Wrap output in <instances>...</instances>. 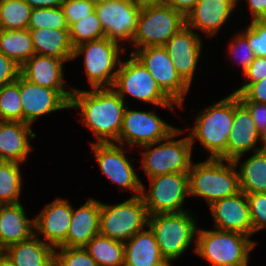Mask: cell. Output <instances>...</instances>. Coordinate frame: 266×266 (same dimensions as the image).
I'll list each match as a JSON object with an SVG mask.
<instances>
[{
    "instance_id": "7bdbcfd3",
    "label": "cell",
    "mask_w": 266,
    "mask_h": 266,
    "mask_svg": "<svg viewBox=\"0 0 266 266\" xmlns=\"http://www.w3.org/2000/svg\"><path fill=\"white\" fill-rule=\"evenodd\" d=\"M20 66L0 52V88L20 76Z\"/></svg>"
},
{
    "instance_id": "836d02e7",
    "label": "cell",
    "mask_w": 266,
    "mask_h": 266,
    "mask_svg": "<svg viewBox=\"0 0 266 266\" xmlns=\"http://www.w3.org/2000/svg\"><path fill=\"white\" fill-rule=\"evenodd\" d=\"M0 120L23 122L19 77L0 88Z\"/></svg>"
},
{
    "instance_id": "c3c4849f",
    "label": "cell",
    "mask_w": 266,
    "mask_h": 266,
    "mask_svg": "<svg viewBox=\"0 0 266 266\" xmlns=\"http://www.w3.org/2000/svg\"><path fill=\"white\" fill-rule=\"evenodd\" d=\"M32 9L35 8H57L64 0H24Z\"/></svg>"
},
{
    "instance_id": "ba28073f",
    "label": "cell",
    "mask_w": 266,
    "mask_h": 266,
    "mask_svg": "<svg viewBox=\"0 0 266 266\" xmlns=\"http://www.w3.org/2000/svg\"><path fill=\"white\" fill-rule=\"evenodd\" d=\"M119 44L104 37L74 47L72 59L84 54L85 72L90 88H112L118 72V69H113L120 65V54L125 51Z\"/></svg>"
},
{
    "instance_id": "83f0119b",
    "label": "cell",
    "mask_w": 266,
    "mask_h": 266,
    "mask_svg": "<svg viewBox=\"0 0 266 266\" xmlns=\"http://www.w3.org/2000/svg\"><path fill=\"white\" fill-rule=\"evenodd\" d=\"M124 244V266H153L163 260L153 231L136 233Z\"/></svg>"
},
{
    "instance_id": "cb8c5ba5",
    "label": "cell",
    "mask_w": 266,
    "mask_h": 266,
    "mask_svg": "<svg viewBox=\"0 0 266 266\" xmlns=\"http://www.w3.org/2000/svg\"><path fill=\"white\" fill-rule=\"evenodd\" d=\"M101 202L89 198L77 210L73 208L66 247H84L99 234Z\"/></svg>"
},
{
    "instance_id": "3957f363",
    "label": "cell",
    "mask_w": 266,
    "mask_h": 266,
    "mask_svg": "<svg viewBox=\"0 0 266 266\" xmlns=\"http://www.w3.org/2000/svg\"><path fill=\"white\" fill-rule=\"evenodd\" d=\"M236 167L233 161L223 159L193 162L188 171L189 196L203 197L210 206L219 199L237 194L240 186Z\"/></svg>"
},
{
    "instance_id": "ac0fdd59",
    "label": "cell",
    "mask_w": 266,
    "mask_h": 266,
    "mask_svg": "<svg viewBox=\"0 0 266 266\" xmlns=\"http://www.w3.org/2000/svg\"><path fill=\"white\" fill-rule=\"evenodd\" d=\"M23 122L32 125L42 115L68 109L70 103L55 89L39 86L19 76Z\"/></svg>"
},
{
    "instance_id": "30bf717a",
    "label": "cell",
    "mask_w": 266,
    "mask_h": 266,
    "mask_svg": "<svg viewBox=\"0 0 266 266\" xmlns=\"http://www.w3.org/2000/svg\"><path fill=\"white\" fill-rule=\"evenodd\" d=\"M148 226V214L141 196L116 205L101 203L99 234L125 242Z\"/></svg>"
},
{
    "instance_id": "7c38bea8",
    "label": "cell",
    "mask_w": 266,
    "mask_h": 266,
    "mask_svg": "<svg viewBox=\"0 0 266 266\" xmlns=\"http://www.w3.org/2000/svg\"><path fill=\"white\" fill-rule=\"evenodd\" d=\"M151 74L160 88L183 108L190 87L177 74L173 61L163 46H149L131 53Z\"/></svg>"
},
{
    "instance_id": "816d5d0a",
    "label": "cell",
    "mask_w": 266,
    "mask_h": 266,
    "mask_svg": "<svg viewBox=\"0 0 266 266\" xmlns=\"http://www.w3.org/2000/svg\"><path fill=\"white\" fill-rule=\"evenodd\" d=\"M141 3H165L166 0H139Z\"/></svg>"
},
{
    "instance_id": "f546056e",
    "label": "cell",
    "mask_w": 266,
    "mask_h": 266,
    "mask_svg": "<svg viewBox=\"0 0 266 266\" xmlns=\"http://www.w3.org/2000/svg\"><path fill=\"white\" fill-rule=\"evenodd\" d=\"M0 52L21 67L35 54L29 30L0 29Z\"/></svg>"
},
{
    "instance_id": "5bb4252c",
    "label": "cell",
    "mask_w": 266,
    "mask_h": 266,
    "mask_svg": "<svg viewBox=\"0 0 266 266\" xmlns=\"http://www.w3.org/2000/svg\"><path fill=\"white\" fill-rule=\"evenodd\" d=\"M141 7L139 0H112L95 4L105 37L118 43L123 40L132 42Z\"/></svg>"
},
{
    "instance_id": "5b68a950",
    "label": "cell",
    "mask_w": 266,
    "mask_h": 266,
    "mask_svg": "<svg viewBox=\"0 0 266 266\" xmlns=\"http://www.w3.org/2000/svg\"><path fill=\"white\" fill-rule=\"evenodd\" d=\"M185 26V17L165 3H142L132 42L137 49L163 46Z\"/></svg>"
},
{
    "instance_id": "8992f818",
    "label": "cell",
    "mask_w": 266,
    "mask_h": 266,
    "mask_svg": "<svg viewBox=\"0 0 266 266\" xmlns=\"http://www.w3.org/2000/svg\"><path fill=\"white\" fill-rule=\"evenodd\" d=\"M191 212L155 214L148 216V228L156 238L164 259L176 260L197 236L196 220Z\"/></svg>"
},
{
    "instance_id": "db71d44e",
    "label": "cell",
    "mask_w": 266,
    "mask_h": 266,
    "mask_svg": "<svg viewBox=\"0 0 266 266\" xmlns=\"http://www.w3.org/2000/svg\"><path fill=\"white\" fill-rule=\"evenodd\" d=\"M262 149L266 151V135L263 137V147H262Z\"/></svg>"
},
{
    "instance_id": "b9f144b4",
    "label": "cell",
    "mask_w": 266,
    "mask_h": 266,
    "mask_svg": "<svg viewBox=\"0 0 266 266\" xmlns=\"http://www.w3.org/2000/svg\"><path fill=\"white\" fill-rule=\"evenodd\" d=\"M266 77V57H255L247 70L244 72L245 83L234 91L235 94H241L251 83L261 81Z\"/></svg>"
},
{
    "instance_id": "d6986e66",
    "label": "cell",
    "mask_w": 266,
    "mask_h": 266,
    "mask_svg": "<svg viewBox=\"0 0 266 266\" xmlns=\"http://www.w3.org/2000/svg\"><path fill=\"white\" fill-rule=\"evenodd\" d=\"M215 229L235 231L252 237V220L248 199L242 191L219 199L209 206Z\"/></svg>"
},
{
    "instance_id": "60d3db41",
    "label": "cell",
    "mask_w": 266,
    "mask_h": 266,
    "mask_svg": "<svg viewBox=\"0 0 266 266\" xmlns=\"http://www.w3.org/2000/svg\"><path fill=\"white\" fill-rule=\"evenodd\" d=\"M229 47L230 55H238L237 59L240 57L238 62L241 64L243 70L242 72L244 73L256 57L249 46L247 38L242 33H238L233 38Z\"/></svg>"
},
{
    "instance_id": "4316f807",
    "label": "cell",
    "mask_w": 266,
    "mask_h": 266,
    "mask_svg": "<svg viewBox=\"0 0 266 266\" xmlns=\"http://www.w3.org/2000/svg\"><path fill=\"white\" fill-rule=\"evenodd\" d=\"M54 251L37 235L3 250L14 266H54Z\"/></svg>"
},
{
    "instance_id": "f5cc1de1",
    "label": "cell",
    "mask_w": 266,
    "mask_h": 266,
    "mask_svg": "<svg viewBox=\"0 0 266 266\" xmlns=\"http://www.w3.org/2000/svg\"><path fill=\"white\" fill-rule=\"evenodd\" d=\"M258 21L266 27V14L263 15Z\"/></svg>"
},
{
    "instance_id": "9a60e30c",
    "label": "cell",
    "mask_w": 266,
    "mask_h": 266,
    "mask_svg": "<svg viewBox=\"0 0 266 266\" xmlns=\"http://www.w3.org/2000/svg\"><path fill=\"white\" fill-rule=\"evenodd\" d=\"M91 149L94 151V158L100 166L101 172L107 176L114 184L122 187V190L130 189L136 194L132 196H141L142 181L135 173L131 162L127 159L122 145L114 142L91 143ZM125 188V189H124Z\"/></svg>"
},
{
    "instance_id": "ffe728a7",
    "label": "cell",
    "mask_w": 266,
    "mask_h": 266,
    "mask_svg": "<svg viewBox=\"0 0 266 266\" xmlns=\"http://www.w3.org/2000/svg\"><path fill=\"white\" fill-rule=\"evenodd\" d=\"M258 141L263 143V137L257 130L251 113L234 93V121L227 140V160L241 159L244 153L261 150L262 147H257Z\"/></svg>"
},
{
    "instance_id": "484cf974",
    "label": "cell",
    "mask_w": 266,
    "mask_h": 266,
    "mask_svg": "<svg viewBox=\"0 0 266 266\" xmlns=\"http://www.w3.org/2000/svg\"><path fill=\"white\" fill-rule=\"evenodd\" d=\"M35 54L54 57L63 61L72 60L74 47L69 29H28Z\"/></svg>"
},
{
    "instance_id": "7a4b0ae2",
    "label": "cell",
    "mask_w": 266,
    "mask_h": 266,
    "mask_svg": "<svg viewBox=\"0 0 266 266\" xmlns=\"http://www.w3.org/2000/svg\"><path fill=\"white\" fill-rule=\"evenodd\" d=\"M233 121L234 92L200 111L189 132L192 145L198 139L210 153L209 159L227 160V140Z\"/></svg>"
},
{
    "instance_id": "f907efd6",
    "label": "cell",
    "mask_w": 266,
    "mask_h": 266,
    "mask_svg": "<svg viewBox=\"0 0 266 266\" xmlns=\"http://www.w3.org/2000/svg\"><path fill=\"white\" fill-rule=\"evenodd\" d=\"M173 260H170V259H163L161 260L160 262H158L157 264L153 265V266H171V262Z\"/></svg>"
},
{
    "instance_id": "2e32d148",
    "label": "cell",
    "mask_w": 266,
    "mask_h": 266,
    "mask_svg": "<svg viewBox=\"0 0 266 266\" xmlns=\"http://www.w3.org/2000/svg\"><path fill=\"white\" fill-rule=\"evenodd\" d=\"M163 47L170 55L177 74L191 87L201 55L202 41L200 36L185 25Z\"/></svg>"
},
{
    "instance_id": "7dc6e473",
    "label": "cell",
    "mask_w": 266,
    "mask_h": 266,
    "mask_svg": "<svg viewBox=\"0 0 266 266\" xmlns=\"http://www.w3.org/2000/svg\"><path fill=\"white\" fill-rule=\"evenodd\" d=\"M239 2V0H237ZM252 20H259L266 14V0H247Z\"/></svg>"
},
{
    "instance_id": "ee69618b",
    "label": "cell",
    "mask_w": 266,
    "mask_h": 266,
    "mask_svg": "<svg viewBox=\"0 0 266 266\" xmlns=\"http://www.w3.org/2000/svg\"><path fill=\"white\" fill-rule=\"evenodd\" d=\"M251 113L260 135H266V103L240 101Z\"/></svg>"
},
{
    "instance_id": "74e56055",
    "label": "cell",
    "mask_w": 266,
    "mask_h": 266,
    "mask_svg": "<svg viewBox=\"0 0 266 266\" xmlns=\"http://www.w3.org/2000/svg\"><path fill=\"white\" fill-rule=\"evenodd\" d=\"M252 220V235L266 228V193L246 194Z\"/></svg>"
},
{
    "instance_id": "9c48e42d",
    "label": "cell",
    "mask_w": 266,
    "mask_h": 266,
    "mask_svg": "<svg viewBox=\"0 0 266 266\" xmlns=\"http://www.w3.org/2000/svg\"><path fill=\"white\" fill-rule=\"evenodd\" d=\"M183 133V129H176L166 139L155 148V143L147 144L143 147L146 149L142 155L141 167L149 178L169 173L188 172L192 166V143L190 137L172 140L179 134Z\"/></svg>"
},
{
    "instance_id": "8fae6325",
    "label": "cell",
    "mask_w": 266,
    "mask_h": 266,
    "mask_svg": "<svg viewBox=\"0 0 266 266\" xmlns=\"http://www.w3.org/2000/svg\"><path fill=\"white\" fill-rule=\"evenodd\" d=\"M149 180V193H145L144 184L141 191L148 216L188 211L182 209L189 196L188 172L158 175Z\"/></svg>"
},
{
    "instance_id": "d590c367",
    "label": "cell",
    "mask_w": 266,
    "mask_h": 266,
    "mask_svg": "<svg viewBox=\"0 0 266 266\" xmlns=\"http://www.w3.org/2000/svg\"><path fill=\"white\" fill-rule=\"evenodd\" d=\"M69 29L63 9L57 8H35L32 9L28 29Z\"/></svg>"
},
{
    "instance_id": "f6af8a7d",
    "label": "cell",
    "mask_w": 266,
    "mask_h": 266,
    "mask_svg": "<svg viewBox=\"0 0 266 266\" xmlns=\"http://www.w3.org/2000/svg\"><path fill=\"white\" fill-rule=\"evenodd\" d=\"M240 101L266 103V77L261 81L251 83L241 94H237Z\"/></svg>"
},
{
    "instance_id": "d4e9b609",
    "label": "cell",
    "mask_w": 266,
    "mask_h": 266,
    "mask_svg": "<svg viewBox=\"0 0 266 266\" xmlns=\"http://www.w3.org/2000/svg\"><path fill=\"white\" fill-rule=\"evenodd\" d=\"M35 235L34 218L28 219L21 202L0 205V251Z\"/></svg>"
},
{
    "instance_id": "277c9868",
    "label": "cell",
    "mask_w": 266,
    "mask_h": 266,
    "mask_svg": "<svg viewBox=\"0 0 266 266\" xmlns=\"http://www.w3.org/2000/svg\"><path fill=\"white\" fill-rule=\"evenodd\" d=\"M235 231L197 230L194 252L213 266H248L249 252L257 245Z\"/></svg>"
},
{
    "instance_id": "603a6c76",
    "label": "cell",
    "mask_w": 266,
    "mask_h": 266,
    "mask_svg": "<svg viewBox=\"0 0 266 266\" xmlns=\"http://www.w3.org/2000/svg\"><path fill=\"white\" fill-rule=\"evenodd\" d=\"M35 136L28 123L0 120V161L25 162Z\"/></svg>"
},
{
    "instance_id": "6da1fadb",
    "label": "cell",
    "mask_w": 266,
    "mask_h": 266,
    "mask_svg": "<svg viewBox=\"0 0 266 266\" xmlns=\"http://www.w3.org/2000/svg\"><path fill=\"white\" fill-rule=\"evenodd\" d=\"M70 107L80 110L82 123L96 137L97 143L117 141L127 105L113 88H91V91L71 88Z\"/></svg>"
},
{
    "instance_id": "ab89813d",
    "label": "cell",
    "mask_w": 266,
    "mask_h": 266,
    "mask_svg": "<svg viewBox=\"0 0 266 266\" xmlns=\"http://www.w3.org/2000/svg\"><path fill=\"white\" fill-rule=\"evenodd\" d=\"M61 8L70 27L73 23L94 12L95 3L92 0H64Z\"/></svg>"
},
{
    "instance_id": "7402d4cb",
    "label": "cell",
    "mask_w": 266,
    "mask_h": 266,
    "mask_svg": "<svg viewBox=\"0 0 266 266\" xmlns=\"http://www.w3.org/2000/svg\"><path fill=\"white\" fill-rule=\"evenodd\" d=\"M237 3V0H199L185 17V25L191 29H200L209 37L214 36Z\"/></svg>"
},
{
    "instance_id": "e575fe53",
    "label": "cell",
    "mask_w": 266,
    "mask_h": 266,
    "mask_svg": "<svg viewBox=\"0 0 266 266\" xmlns=\"http://www.w3.org/2000/svg\"><path fill=\"white\" fill-rule=\"evenodd\" d=\"M73 47L93 40L104 38V31L96 12L81 18L69 27Z\"/></svg>"
},
{
    "instance_id": "bcb514c9",
    "label": "cell",
    "mask_w": 266,
    "mask_h": 266,
    "mask_svg": "<svg viewBox=\"0 0 266 266\" xmlns=\"http://www.w3.org/2000/svg\"><path fill=\"white\" fill-rule=\"evenodd\" d=\"M199 0H166L165 4L180 12L184 17L194 8Z\"/></svg>"
},
{
    "instance_id": "f1b7e54d",
    "label": "cell",
    "mask_w": 266,
    "mask_h": 266,
    "mask_svg": "<svg viewBox=\"0 0 266 266\" xmlns=\"http://www.w3.org/2000/svg\"><path fill=\"white\" fill-rule=\"evenodd\" d=\"M240 168L239 186L240 191L245 194L266 193V151L261 149L255 151L252 156L240 163V158L233 160Z\"/></svg>"
},
{
    "instance_id": "11a10c76",
    "label": "cell",
    "mask_w": 266,
    "mask_h": 266,
    "mask_svg": "<svg viewBox=\"0 0 266 266\" xmlns=\"http://www.w3.org/2000/svg\"><path fill=\"white\" fill-rule=\"evenodd\" d=\"M95 4L112 0H92Z\"/></svg>"
},
{
    "instance_id": "52a82bcc",
    "label": "cell",
    "mask_w": 266,
    "mask_h": 266,
    "mask_svg": "<svg viewBox=\"0 0 266 266\" xmlns=\"http://www.w3.org/2000/svg\"><path fill=\"white\" fill-rule=\"evenodd\" d=\"M113 90L125 101L129 94L137 100L157 106L174 109V102L158 85L150 72L131 54L130 58L118 66Z\"/></svg>"
},
{
    "instance_id": "4dcf8cb0",
    "label": "cell",
    "mask_w": 266,
    "mask_h": 266,
    "mask_svg": "<svg viewBox=\"0 0 266 266\" xmlns=\"http://www.w3.org/2000/svg\"><path fill=\"white\" fill-rule=\"evenodd\" d=\"M84 248L99 266H124V244L98 234Z\"/></svg>"
},
{
    "instance_id": "e0dca14e",
    "label": "cell",
    "mask_w": 266,
    "mask_h": 266,
    "mask_svg": "<svg viewBox=\"0 0 266 266\" xmlns=\"http://www.w3.org/2000/svg\"><path fill=\"white\" fill-rule=\"evenodd\" d=\"M72 211L73 206L66 199L57 198L48 203L34 218L35 235H43L45 238L43 242L55 250L57 247H66Z\"/></svg>"
},
{
    "instance_id": "f35d334b",
    "label": "cell",
    "mask_w": 266,
    "mask_h": 266,
    "mask_svg": "<svg viewBox=\"0 0 266 266\" xmlns=\"http://www.w3.org/2000/svg\"><path fill=\"white\" fill-rule=\"evenodd\" d=\"M241 33L247 38L256 57H266V27L258 20H252Z\"/></svg>"
},
{
    "instance_id": "681fc988",
    "label": "cell",
    "mask_w": 266,
    "mask_h": 266,
    "mask_svg": "<svg viewBox=\"0 0 266 266\" xmlns=\"http://www.w3.org/2000/svg\"><path fill=\"white\" fill-rule=\"evenodd\" d=\"M0 266H14L12 261L3 251H0Z\"/></svg>"
},
{
    "instance_id": "44dd1931",
    "label": "cell",
    "mask_w": 266,
    "mask_h": 266,
    "mask_svg": "<svg viewBox=\"0 0 266 266\" xmlns=\"http://www.w3.org/2000/svg\"><path fill=\"white\" fill-rule=\"evenodd\" d=\"M63 61L34 54L20 68V75L28 82L57 90L69 103L73 91L64 89Z\"/></svg>"
},
{
    "instance_id": "d6a6232c",
    "label": "cell",
    "mask_w": 266,
    "mask_h": 266,
    "mask_svg": "<svg viewBox=\"0 0 266 266\" xmlns=\"http://www.w3.org/2000/svg\"><path fill=\"white\" fill-rule=\"evenodd\" d=\"M31 11L24 0H0V29H28Z\"/></svg>"
},
{
    "instance_id": "8d00e7d4",
    "label": "cell",
    "mask_w": 266,
    "mask_h": 266,
    "mask_svg": "<svg viewBox=\"0 0 266 266\" xmlns=\"http://www.w3.org/2000/svg\"><path fill=\"white\" fill-rule=\"evenodd\" d=\"M54 266H99L84 247H57Z\"/></svg>"
},
{
    "instance_id": "1f68e13d",
    "label": "cell",
    "mask_w": 266,
    "mask_h": 266,
    "mask_svg": "<svg viewBox=\"0 0 266 266\" xmlns=\"http://www.w3.org/2000/svg\"><path fill=\"white\" fill-rule=\"evenodd\" d=\"M21 188L20 163L0 161V205L20 203Z\"/></svg>"
},
{
    "instance_id": "4fadbf2b",
    "label": "cell",
    "mask_w": 266,
    "mask_h": 266,
    "mask_svg": "<svg viewBox=\"0 0 266 266\" xmlns=\"http://www.w3.org/2000/svg\"><path fill=\"white\" fill-rule=\"evenodd\" d=\"M154 110L150 112L130 110L126 106L123 114L121 132L115 143L122 146L156 145L166 139L177 128L164 122ZM126 141V142H125Z\"/></svg>"
}]
</instances>
